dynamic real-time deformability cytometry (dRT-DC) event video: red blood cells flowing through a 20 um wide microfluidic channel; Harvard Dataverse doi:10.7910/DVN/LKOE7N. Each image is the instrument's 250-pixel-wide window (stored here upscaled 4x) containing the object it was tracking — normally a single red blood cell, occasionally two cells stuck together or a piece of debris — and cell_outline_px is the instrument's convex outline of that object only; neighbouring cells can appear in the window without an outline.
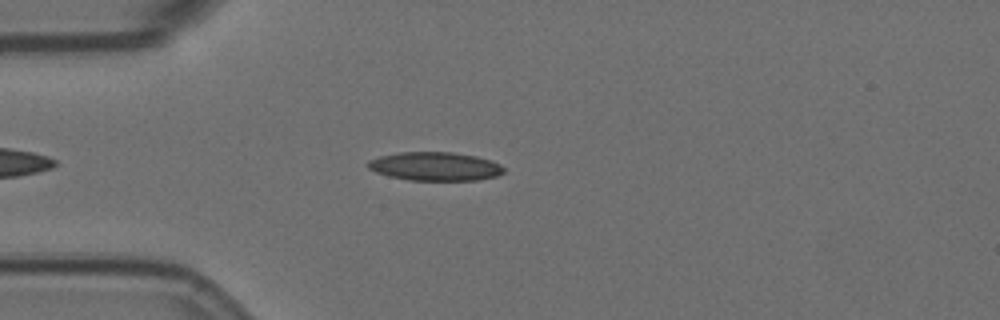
{"species": "Egyptian fruit bat (a non-hibernating species)", "species_latin": "Rousettus aegyptiacus", "temperature_condition": "room temperature", "stored_images_in_passage": 47, "camera_frame_rate_fps": 3000, "um_per_image_px": 0.085, "animal": {"sex": "female"}, "frame": {"image": 1, "passage_image": 8, "time_ms": 2.333, "image_size_px": [1000, 320], "cell_outline_px": [[504, 172], [496, 176], [476, 180], [408, 180], [388, 176], [376, 172], [368, 168], [368, 160], [380, 156], [400, 152], [452, 152], [476, 156], [492, 160], [500, 164], [504, 168]], "centroid_in_image_um": [36.99, 14.14], "position_along_channel_um": 48.0, "area_um2": 22.66}}
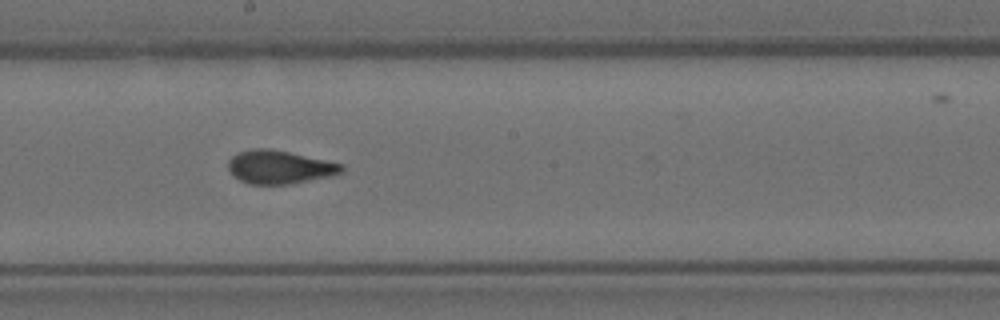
{"frame": {"image": 2, "passage_image": 24, "time_ms": 7.667, "image_size_px": [1000, 320], "cell_outline_px": [[344, 168], [340, 172], [324, 176], [288, 184], [248, 184], [232, 176], [228, 168], [228, 160], [232, 156], [240, 152], [252, 148], [268, 148], [288, 152], [344, 164]], "centroid_in_image_um": [23.67, 14.19], "position_along_channel_um": 224.5, "area_um2": 21.62}}
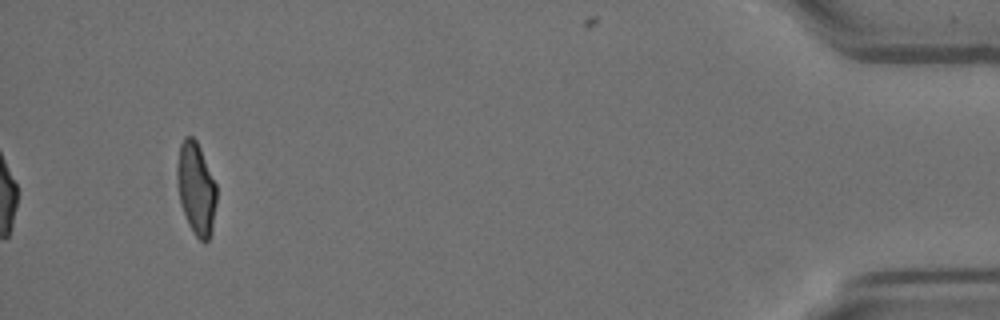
{"frame": {"image": 3, "passage_image": 47, "time_ms": 15.333, "image_size_px": [1000, 320], "cell_outline_px": [[216, 204], [212, 232], [208, 240], [204, 244], [196, 236], [188, 224], [180, 200], [176, 172], [176, 168], [180, 144], [184, 136], [192, 136], [196, 140], [200, 148], [216, 184]], "centroid_in_image_um": [16.67, 16.03], "position_along_channel_um": 418.5, "area_um2": 21.15}, "authors_computed_cell_mechanics": {"area_um2": 22.0796, "velocity_mm_per_s": 3.5265, "shape_relaxation_time_tau1_ms": 6.3327, "shape_relaxation_time_tau2_ms": 1.1709, "deformation_change_tau1": 0.186, "deformation_change_tau2": 0.068}}